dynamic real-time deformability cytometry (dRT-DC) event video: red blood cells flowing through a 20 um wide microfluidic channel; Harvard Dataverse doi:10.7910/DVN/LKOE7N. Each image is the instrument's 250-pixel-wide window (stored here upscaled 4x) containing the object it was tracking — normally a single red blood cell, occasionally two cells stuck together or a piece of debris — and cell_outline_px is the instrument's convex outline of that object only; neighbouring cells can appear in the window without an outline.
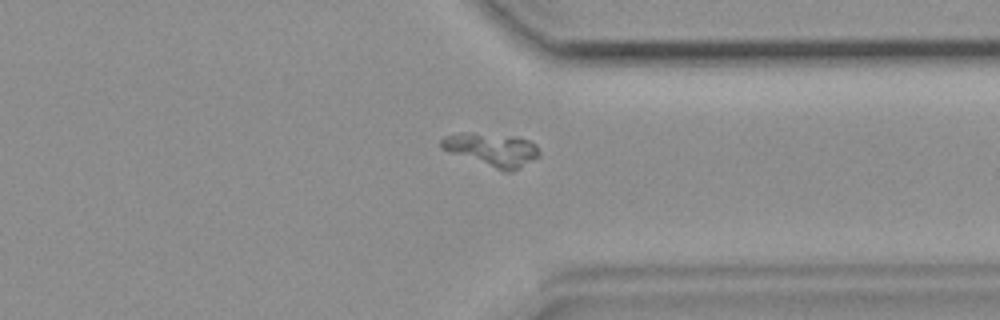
{"species": "common noctule bat (a hibernating species)", "species_latin": "Nyctalus noctula", "temperature_condition": "room temperature", "stored_images_in_passage": 28, "segment_of_instrument_passage": [1, 2], "camera_frame_rate_fps": 3000, "um_per_image_px": 0.085, "animal": {"sex": "female", "body_mass_g": 19.9}, "frame": {"image": 1, "passage_image": 23, "time_ms": 7.333, "image_size_px": [1000, 320], "cell_outline_px": [[536, 156], [516, 168], [500, 168], [444, 148], [440, 144], [440, 140], [448, 136], [476, 136], [528, 140], [536, 148]], "centroid_in_image_um": [41.83, 12.74], "position_along_channel_um": 369.6, "area_um2": 15.32}}